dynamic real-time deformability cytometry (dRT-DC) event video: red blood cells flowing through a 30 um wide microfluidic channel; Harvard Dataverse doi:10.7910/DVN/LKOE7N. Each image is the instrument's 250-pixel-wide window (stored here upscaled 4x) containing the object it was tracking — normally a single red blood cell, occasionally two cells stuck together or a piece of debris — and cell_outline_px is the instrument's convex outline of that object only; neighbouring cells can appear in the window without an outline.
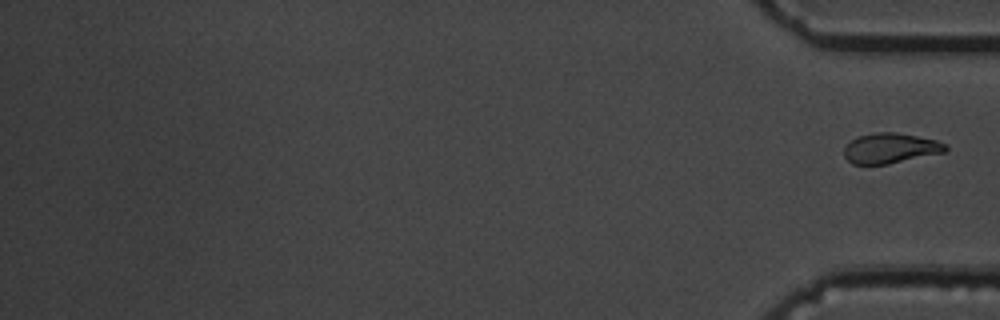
{"species": "common noctule bat (a hibernating species)", "species_latin": "Nyctalus noctula", "temperature_condition": "cold", "stored_images_in_passage": 16, "camera_frame_rate_fps": 3000, "um_per_image_px": 0.085, "animal": {"sex": "male", "body_mass_g": 19.5, "forearm_length_mm": 54.6}, "frame": {"image": 1, "passage_image": 16, "time_ms": 5.0, "image_size_px": [1000, 320], "cell_outline_px": [[948, 152], [888, 164], [852, 164], [844, 156], [844, 148], [852, 140], [860, 136], [876, 132], [896, 132], [936, 140], [948, 144]], "centroid_in_image_um": [75.74, 12.6], "position_along_channel_um": 359.5, "area_um2": 17.92}}